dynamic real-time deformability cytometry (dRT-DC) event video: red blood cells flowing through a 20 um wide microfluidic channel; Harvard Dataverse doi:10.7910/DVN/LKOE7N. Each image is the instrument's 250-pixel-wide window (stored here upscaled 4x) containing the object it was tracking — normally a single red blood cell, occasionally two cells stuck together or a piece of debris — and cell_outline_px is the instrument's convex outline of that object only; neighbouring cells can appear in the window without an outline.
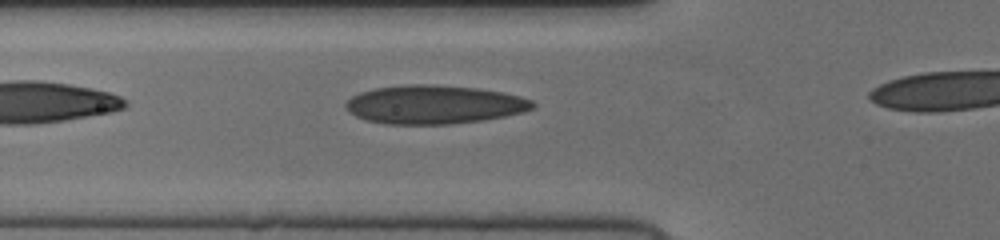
{"species": "human", "species_latin": "Homo sapiens", "temperature_condition": "cold", "stored_images_in_passage": 20, "camera_frame_rate_fps": 3000, "um_per_image_px": 0.085, "donor": {"sex": "female"}, "frame": {"image": 1, "passage_image": 2, "time_ms": 0.333, "image_size_px": [1000, 240], "cell_outline_px": [[536, 108], [524, 112], [504, 116], [480, 120], [452, 124], [384, 124], [364, 120], [348, 112], [344, 108], [344, 104], [352, 96], [360, 92], [372, 88], [404, 84], [428, 84], [476, 88], [504, 92], [520, 96], [532, 100], [536, 104]], "centroid_in_image_um": [36.87, 8.88], "position_along_channel_um": 88.9, "area_um2": 42.48}}
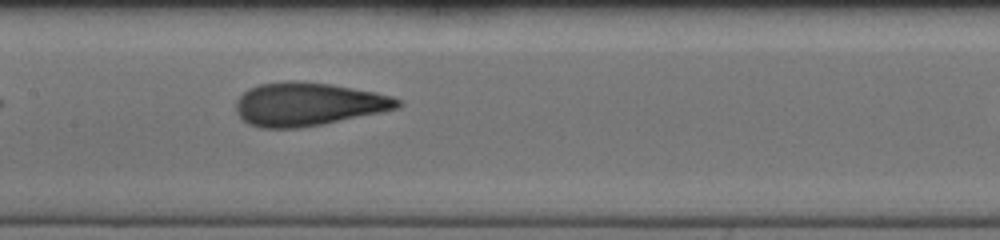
{"frame": {"image": 2, "passage_image": 9, "time_ms": 2.667, "image_size_px": [1000, 240], "cell_outline_px": [[404, 104], [396, 108], [380, 112], [324, 124], [300, 128], [260, 128], [248, 124], [236, 112], [236, 100], [248, 88], [260, 84], [288, 80], [292, 80], [332, 84], [376, 92], [392, 96], [400, 100]], "centroid_in_image_um": [26.17, 8.85], "position_along_channel_um": 181.2, "area_um2": 40.92}}
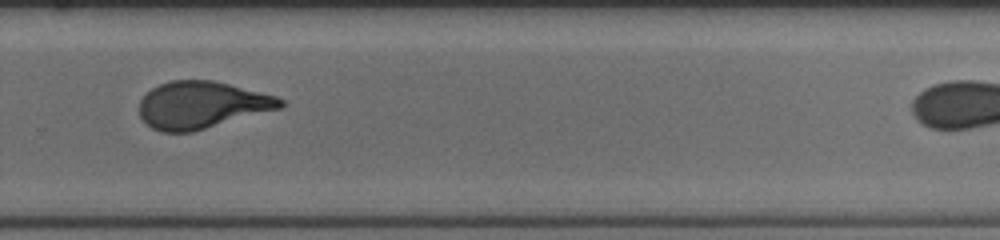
{"frame": {"image": 3, "passage_image": 19, "time_ms": 6.0, "image_size_px": [1000, 240], "cell_outline_px": [[284, 104], [280, 108], [192, 132], [160, 132], [152, 128], [140, 116], [140, 100], [152, 88], [160, 84], [172, 80], [212, 80], [276, 96], [284, 100]], "centroid_in_image_um": [17.13, 8.92], "position_along_channel_um": 312.7, "area_um2": 38.26}}